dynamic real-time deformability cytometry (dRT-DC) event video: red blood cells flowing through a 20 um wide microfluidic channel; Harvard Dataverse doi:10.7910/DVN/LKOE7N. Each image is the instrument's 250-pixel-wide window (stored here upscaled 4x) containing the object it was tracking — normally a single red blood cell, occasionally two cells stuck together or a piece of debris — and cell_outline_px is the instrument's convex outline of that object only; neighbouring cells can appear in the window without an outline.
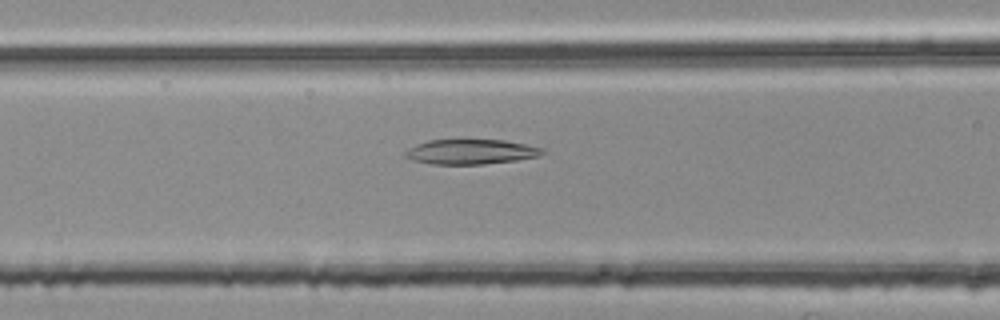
{"species": "common noctule bat (a hibernating species)", "species_latin": "Nyctalus noctula", "temperature_condition": "room temperature", "stored_images_in_passage": 54, "camera_frame_rate_fps": 3000, "um_per_image_px": 0.085, "animal": {"sex": "female", "body_mass_g": 25.1}, "frame": {"image": 1, "passage_image": 22, "time_ms": 7.0, "image_size_px": [1000, 320], "cell_outline_px": [[544, 152], [540, 156], [516, 160], [484, 164], [432, 164], [416, 160], [404, 156], [404, 152], [408, 148], [416, 144], [428, 140], [504, 140], [524, 144], [540, 148]], "centroid_in_image_um": [39.99, 12.9], "position_along_channel_um": 126.6, "area_um2": 19.65}}
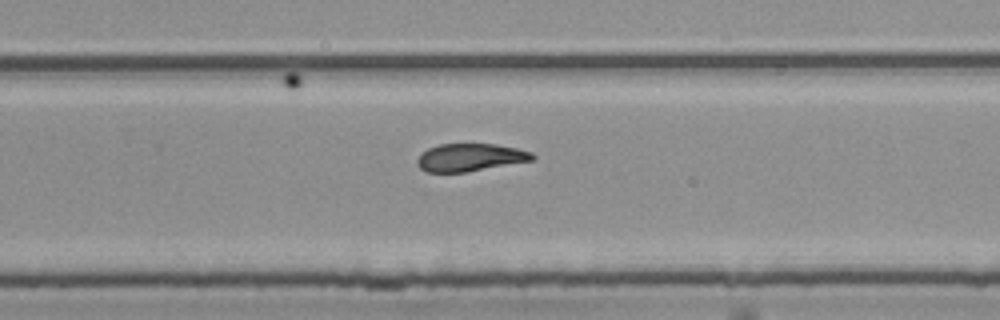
{"frame": {"image": 2, "passage_image": 35, "time_ms": 11.333, "image_size_px": [1000, 320], "cell_outline_px": [[536, 156], [532, 160], [468, 172], [428, 172], [420, 168], [416, 164], [416, 160], [420, 152], [428, 148], [440, 144], [496, 144], [516, 148], [532, 152]], "centroid_in_image_um": [39.92, 13.38], "position_along_channel_um": 289.9, "area_um2": 18.67}}
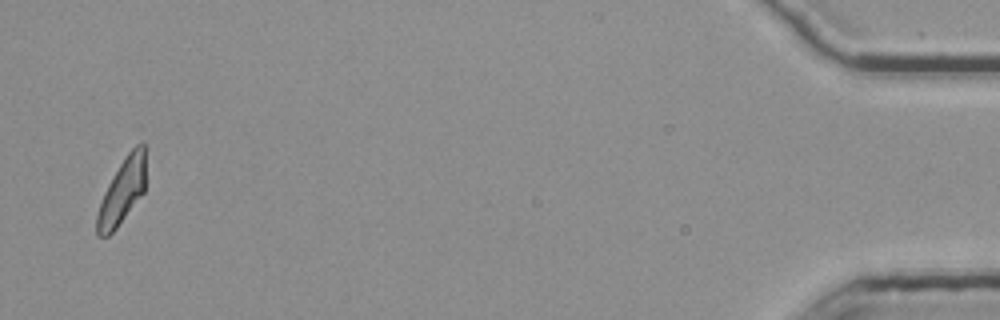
{"frame": {"image": 3, "passage_image": 53, "time_ms": 17.333, "image_size_px": [1000, 320], "cell_outline_px": [[144, 192], [116, 228], [108, 236], [96, 236], [96, 216], [100, 200], [108, 184], [120, 164], [128, 152], [140, 140], [144, 140]], "centroid_in_image_um": [10.36, 16.27], "position_along_channel_um": 424.8, "area_um2": 18.32}, "authors_computed_cell_mechanics": {"area_um2": 19.7387, "velocity_mm_per_s": 3.783, "shape_relaxation_time_tau1_ms": null, "shape_relaxation_time_tau2_ms": 4.6528, "deformation_change_tau1": null, "deformation_change_tau2": 0.1264}}